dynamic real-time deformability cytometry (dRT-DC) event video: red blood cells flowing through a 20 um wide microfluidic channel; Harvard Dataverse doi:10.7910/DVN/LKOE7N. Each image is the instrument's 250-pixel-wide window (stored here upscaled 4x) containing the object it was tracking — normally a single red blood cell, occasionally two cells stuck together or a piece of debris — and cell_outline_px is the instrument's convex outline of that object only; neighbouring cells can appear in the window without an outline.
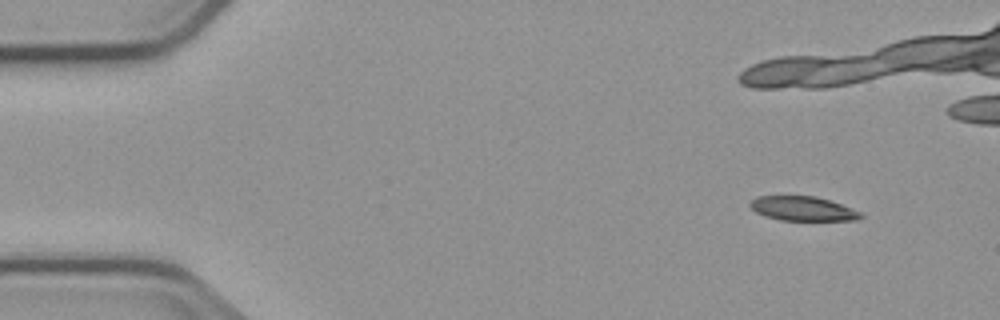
{"species": "common noctule bat (a hibernating species)", "species_latin": "Nyctalus noctula", "temperature_condition": "cold", "stored_images_in_passage": 5, "camera_frame_rate_fps": 3000, "um_per_image_px": 0.085, "animal": {"sex": "male", "body_mass_g": 23.1, "forearm_length_mm": 52.7}, "frame": {"image": 1, "passage_image": 1, "time_ms": 0.0, "image_size_px": [1000, 320], "cell_outline_px": [[864, 216], [856, 220], [780, 220], [764, 216], [756, 212], [748, 204], [756, 196], [816, 196], [840, 204], [860, 212]], "centroid_in_image_um": [68.2, 17.73], "position_along_channel_um": 16.8, "area_um2": 15.55}}